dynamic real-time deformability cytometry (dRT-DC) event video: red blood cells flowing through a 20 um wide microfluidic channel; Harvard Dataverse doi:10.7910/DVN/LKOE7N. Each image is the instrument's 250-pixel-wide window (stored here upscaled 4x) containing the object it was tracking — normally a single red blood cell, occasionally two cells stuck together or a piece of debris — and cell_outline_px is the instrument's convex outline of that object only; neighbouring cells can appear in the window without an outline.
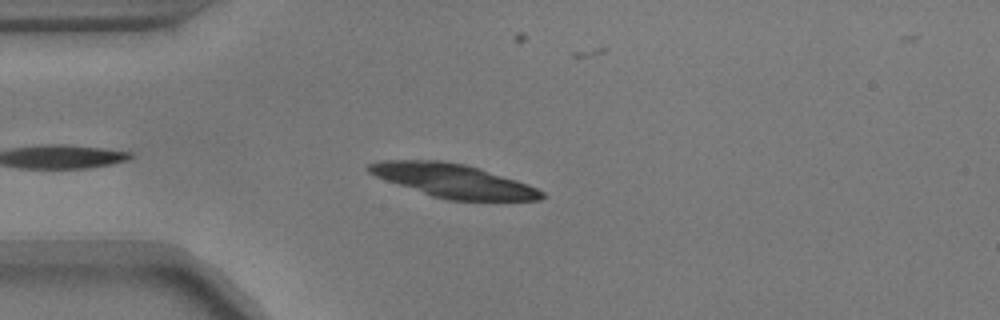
{"species": "common noctule bat (a hibernating species)", "species_latin": "Nyctalus noctula", "temperature_condition": "warm", "stored_images_in_passage": 43, "camera_frame_rate_fps": 3000, "um_per_image_px": 0.085, "animal": {"sex": "male", "body_mass_g": 17.9}, "frame": {"image": 1, "passage_image": 5, "time_ms": 1.333, "image_size_px": [1000, 320], "cell_outline_px": [[548, 196], [540, 200], [448, 200], [432, 196], [376, 176], [368, 172], [364, 168], [368, 164], [380, 160], [440, 160], [464, 164], [480, 168], [528, 184], [544, 192]], "centroid_in_image_um": [38.54, 15.35], "position_along_channel_um": 46.5, "area_um2": 33.64}}